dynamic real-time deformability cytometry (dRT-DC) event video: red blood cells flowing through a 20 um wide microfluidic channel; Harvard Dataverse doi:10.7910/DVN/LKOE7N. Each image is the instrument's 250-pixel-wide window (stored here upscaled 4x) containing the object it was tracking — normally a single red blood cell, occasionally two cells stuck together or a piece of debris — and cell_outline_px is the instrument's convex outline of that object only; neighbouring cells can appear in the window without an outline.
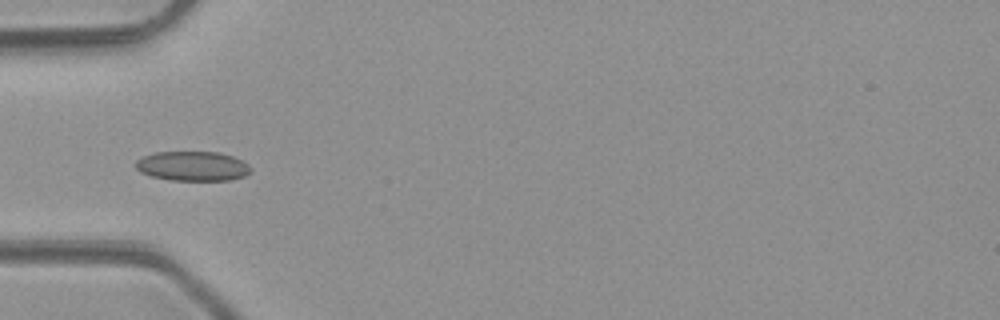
{"species": "common noctule bat (a hibernating species)", "species_latin": "Nyctalus noctula", "temperature_condition": "room temperature", "stored_images_in_passage": 6, "camera_frame_rate_fps": 3000, "um_per_image_px": 0.085, "animal": {"sex": "male", "body_mass_g": 23.1, "forearm_length_mm": 52.7}, "frame": {"image": 1, "passage_image": 5, "time_ms": 4.667, "image_size_px": [1000, 320], "cell_outline_px": [[252, 172], [244, 176], [228, 180], [168, 180], [152, 176], [140, 172], [132, 164], [140, 156], [156, 152], [220, 152], [232, 156], [248, 164], [252, 168]], "centroid_in_image_um": [16.33, 14.11], "position_along_channel_um": 68.7, "area_um2": 20.06}}
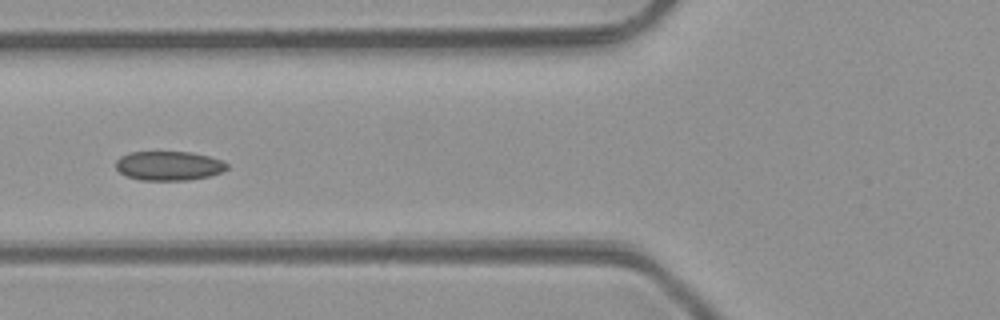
{"frame": {"image": 2, "passage_image": 6, "time_ms": 5.667, "image_size_px": [1000, 320], "cell_outline_px": [[228, 168], [220, 172], [208, 176], [188, 180], [140, 180], [128, 176], [120, 172], [116, 168], [116, 160], [120, 156], [128, 152], [192, 152], [224, 160], [228, 164]], "centroid_in_image_um": [14.35, 14.08], "position_along_channel_um": 111.5, "area_um2": 18.96}}